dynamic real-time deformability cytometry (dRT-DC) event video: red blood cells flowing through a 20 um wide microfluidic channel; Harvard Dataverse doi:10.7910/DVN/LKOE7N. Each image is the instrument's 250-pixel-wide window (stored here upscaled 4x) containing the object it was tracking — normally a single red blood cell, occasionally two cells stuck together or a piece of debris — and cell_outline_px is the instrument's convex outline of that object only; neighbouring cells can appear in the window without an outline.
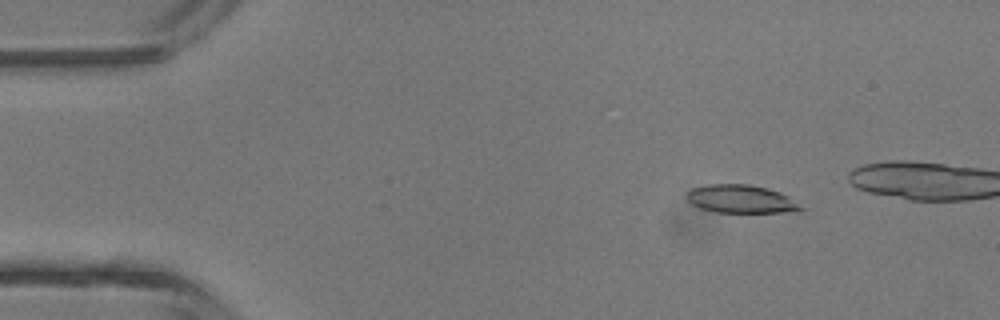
{"species": "common noctule bat (a hibernating species)", "species_latin": "Nyctalus noctula", "temperature_condition": "room temperature", "stored_images_in_passage": 5, "camera_frame_rate_fps": 3000, "um_per_image_px": 0.085, "animal": {"sex": "male", "body_mass_g": 13.3}, "frame": {"image": 1, "passage_image": 2, "time_ms": 1.333, "image_size_px": [1000, 320], "cell_outline_px": [[804, 208], [796, 212], [716, 212], [700, 208], [692, 204], [688, 200], [688, 192], [692, 188], [708, 184], [748, 184], [768, 188], [780, 192], [788, 196]], "centroid_in_image_um": [63.0, 16.91], "position_along_channel_um": 22.0, "area_um2": 18.61}}